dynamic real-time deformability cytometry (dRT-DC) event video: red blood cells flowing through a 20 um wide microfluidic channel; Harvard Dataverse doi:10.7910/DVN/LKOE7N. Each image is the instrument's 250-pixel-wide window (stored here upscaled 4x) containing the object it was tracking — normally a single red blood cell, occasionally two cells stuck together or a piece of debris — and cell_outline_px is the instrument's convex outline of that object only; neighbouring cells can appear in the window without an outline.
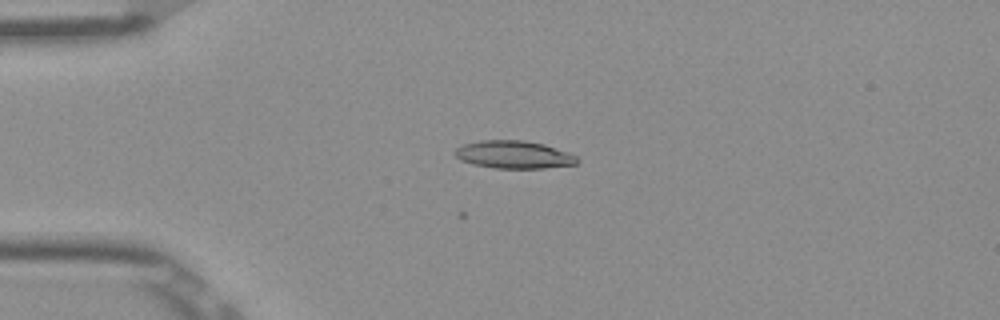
{"species": "Egyptian fruit bat (a non-hibernating species)", "species_latin": "Rousettus aegyptiacus", "temperature_condition": "room temperature", "stored_images_in_passage": 2, "camera_frame_rate_fps": 3000, "um_per_image_px": 0.085, "frame": {"image": 1, "passage_image": 2, "time_ms": 0.333, "image_size_px": [1000, 320], "cell_outline_px": [[580, 160], [576, 164], [544, 168], [492, 168], [472, 164], [460, 160], [452, 152], [456, 148], [464, 144], [480, 140], [524, 140], [544, 144], [568, 152], [576, 156]], "centroid_in_image_um": [43.65, 13.14], "position_along_channel_um": 41.3, "area_um2": 19.88}}